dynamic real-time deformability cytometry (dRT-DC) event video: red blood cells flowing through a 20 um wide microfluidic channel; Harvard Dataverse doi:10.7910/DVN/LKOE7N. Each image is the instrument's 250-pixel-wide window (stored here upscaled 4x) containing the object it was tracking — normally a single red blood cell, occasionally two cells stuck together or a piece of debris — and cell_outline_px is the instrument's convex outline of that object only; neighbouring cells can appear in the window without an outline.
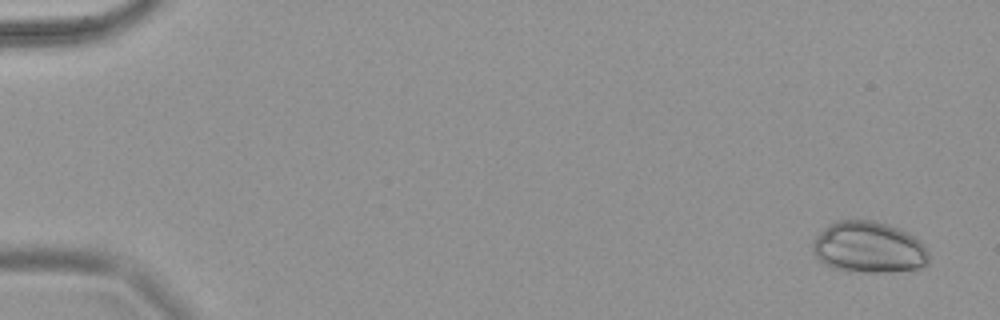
{"species": "common noctule bat (a hibernating species)", "species_latin": "Nyctalus noctula", "temperature_condition": "warm", "stored_images_in_passage": 8, "camera_frame_rate_fps": 3000, "um_per_image_px": 0.085, "animal": {"sex": "female", "body_mass_g": 18.4}, "frame": {"image": 1, "passage_image": 2, "time_ms": 0.333, "image_size_px": [1000, 320], "cell_outline_px": [[928, 264], [916, 268], [884, 272], [848, 272], [832, 268], [824, 264], [816, 256], [812, 248], [812, 240], [824, 228], [836, 220], [872, 220], [888, 224], [900, 228], [920, 240], [928, 252]], "centroid_in_image_um": [73.81, 21.02], "position_along_channel_um": 11.2, "area_um2": 34.91}}